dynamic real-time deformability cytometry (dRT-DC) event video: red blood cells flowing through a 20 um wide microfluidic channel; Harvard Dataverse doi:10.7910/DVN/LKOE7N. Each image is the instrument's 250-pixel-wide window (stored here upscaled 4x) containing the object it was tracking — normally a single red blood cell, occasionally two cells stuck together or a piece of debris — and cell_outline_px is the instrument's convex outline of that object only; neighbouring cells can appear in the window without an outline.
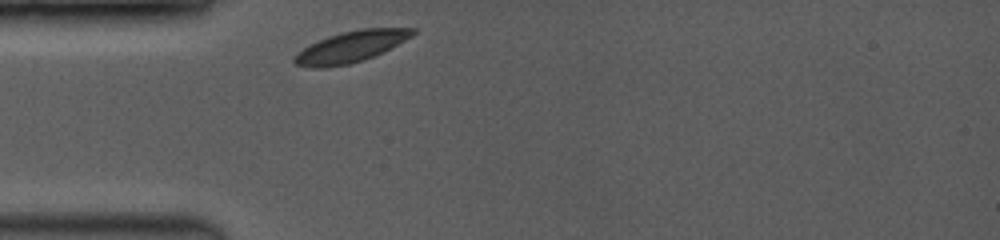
{"species": "common noctule bat (a hibernating species)", "species_latin": "Nyctalus noctula", "temperature_condition": "room temperature", "stored_images_in_passage": 8, "camera_frame_rate_fps": 3500, "um_per_image_px": 0.085, "animal": {"sex": "female", "body_mass_g": 19.0, "forearm_length_mm": 53.3}, "frame": {"image": 1, "passage_image": 1, "time_ms": 0.0, "image_size_px": [1000, 240], "cell_outline_px": [[416, 32], [412, 36], [384, 52], [364, 60], [348, 64], [324, 68], [312, 68], [296, 64], [292, 60], [296, 52], [328, 36], [340, 32], [360, 28], [416, 28]], "centroid_in_image_um": [29.83, 3.97], "position_along_channel_um": 55.2, "area_um2": 21.5}}
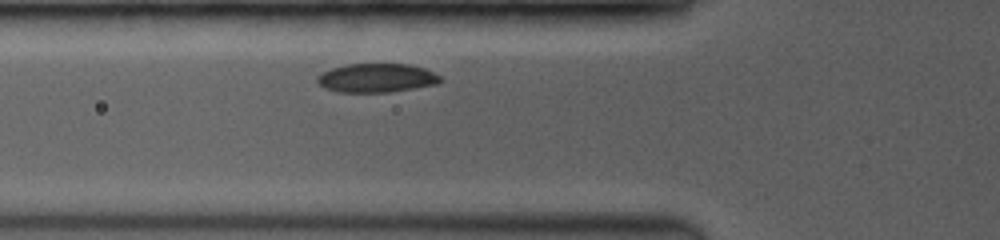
{"frame": {"image": 2, "passage_image": 6, "time_ms": 1.143, "image_size_px": [1000, 240], "cell_outline_px": [[444, 80], [436, 84], [388, 92], [336, 92], [324, 88], [316, 80], [316, 76], [320, 72], [332, 68], [348, 64], [408, 64], [424, 68], [440, 76]], "centroid_in_image_um": [31.97, 6.62], "position_along_channel_um": 93.8, "area_um2": 20.69}}